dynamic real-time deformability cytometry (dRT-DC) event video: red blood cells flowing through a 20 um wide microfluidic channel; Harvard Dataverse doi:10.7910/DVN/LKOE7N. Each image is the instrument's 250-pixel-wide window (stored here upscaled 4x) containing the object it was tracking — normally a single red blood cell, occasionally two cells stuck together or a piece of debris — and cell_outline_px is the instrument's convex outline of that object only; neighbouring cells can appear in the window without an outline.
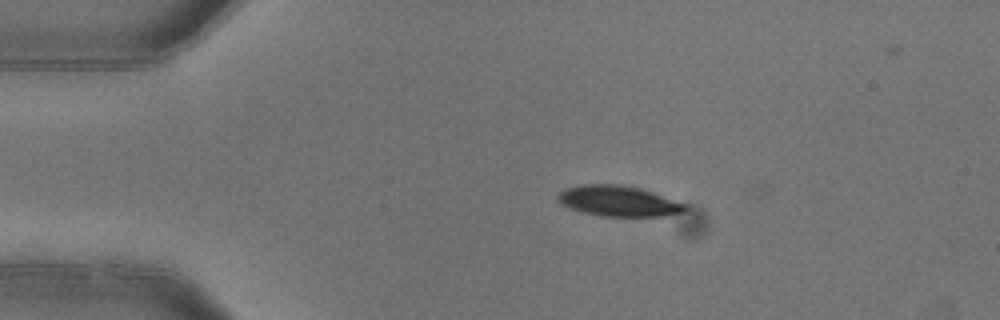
{"species": "common noctule bat (a hibernating species)", "species_latin": "Nyctalus noctula", "temperature_condition": "warm", "stored_images_in_passage": 2, "camera_frame_rate_fps": 3000, "um_per_image_px": 0.085, "animal": {"sex": "female"}, "frame": {"image": 1, "passage_image": 1, "time_ms": 0.0, "image_size_px": [1000, 320], "cell_outline_px": [[688, 208], [684, 212], [668, 216], [604, 216], [584, 212], [560, 204], [556, 196], [560, 192], [568, 188], [584, 184], [620, 184], [640, 188], [688, 204]], "centroid_in_image_um": [52.63, 17.09], "position_along_channel_um": 32.4, "area_um2": 22.66}}